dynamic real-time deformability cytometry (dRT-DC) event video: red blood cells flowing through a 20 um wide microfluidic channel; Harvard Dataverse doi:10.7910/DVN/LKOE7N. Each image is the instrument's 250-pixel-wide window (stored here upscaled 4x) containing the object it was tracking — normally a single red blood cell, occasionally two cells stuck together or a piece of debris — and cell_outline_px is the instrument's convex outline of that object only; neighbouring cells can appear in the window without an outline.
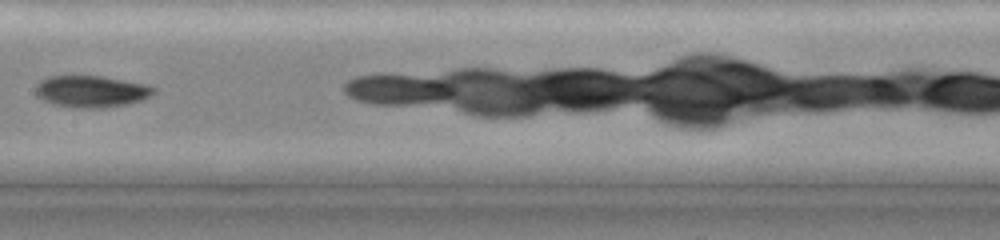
{"species": "common noctule bat (a hibernating species)", "species_latin": "Nyctalus noctula", "temperature_condition": "cold", "stored_images_in_passage": 6, "camera_frame_rate_fps": 3000, "um_per_image_px": 0.085, "animal": {"sex": "female", "body_mass_g": 19.0, "forearm_length_mm": 51.5}, "frame": {"image": 1, "passage_image": 5, "time_ms": 4.333, "image_size_px": [1000, 240], "cell_outline_px": [[156, 92], [140, 100], [124, 104], [104, 108], [80, 108], [52, 104], [36, 96], [36, 84], [40, 80], [48, 76], [104, 76], [148, 84], [156, 88]], "centroid_in_image_um": [7.75, 7.76], "position_along_channel_um": 199.6, "area_um2": 21.91}}